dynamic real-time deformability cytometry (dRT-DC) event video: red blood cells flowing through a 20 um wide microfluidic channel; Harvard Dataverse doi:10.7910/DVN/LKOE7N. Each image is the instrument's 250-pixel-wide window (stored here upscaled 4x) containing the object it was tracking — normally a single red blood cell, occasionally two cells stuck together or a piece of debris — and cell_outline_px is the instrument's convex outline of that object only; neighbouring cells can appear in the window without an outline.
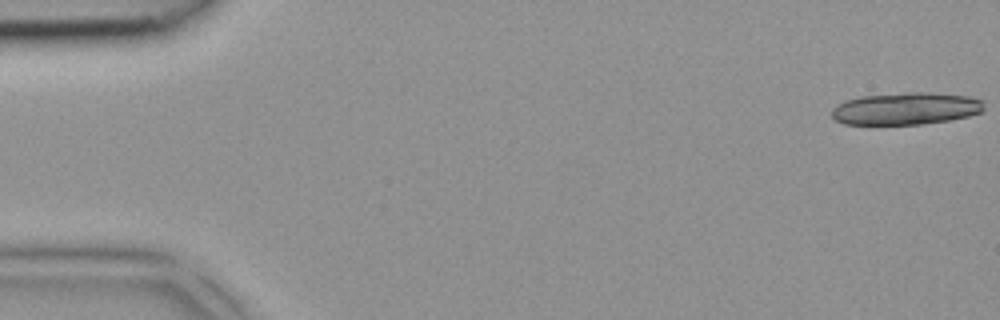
{"species": "common noctule bat (a hibernating species)", "species_latin": "Nyctalus noctula", "temperature_condition": "room temperature", "stored_images_in_passage": 5, "camera_frame_rate_fps": 3000, "um_per_image_px": 0.085, "animal": {"sex": "female", "body_mass_g": 18.4}, "frame": {"image": 1, "passage_image": 1, "time_ms": 0.0, "image_size_px": [1000, 320], "cell_outline_px": [[984, 108], [980, 112], [968, 116], [948, 120], [924, 124], [844, 124], [836, 120], [832, 116], [832, 108], [836, 104], [844, 100], [860, 96], [904, 92], [928, 92], [968, 96], [984, 100]], "centroid_in_image_um": [76.98, 9.22], "position_along_channel_um": 8.0, "area_um2": 28.78}}